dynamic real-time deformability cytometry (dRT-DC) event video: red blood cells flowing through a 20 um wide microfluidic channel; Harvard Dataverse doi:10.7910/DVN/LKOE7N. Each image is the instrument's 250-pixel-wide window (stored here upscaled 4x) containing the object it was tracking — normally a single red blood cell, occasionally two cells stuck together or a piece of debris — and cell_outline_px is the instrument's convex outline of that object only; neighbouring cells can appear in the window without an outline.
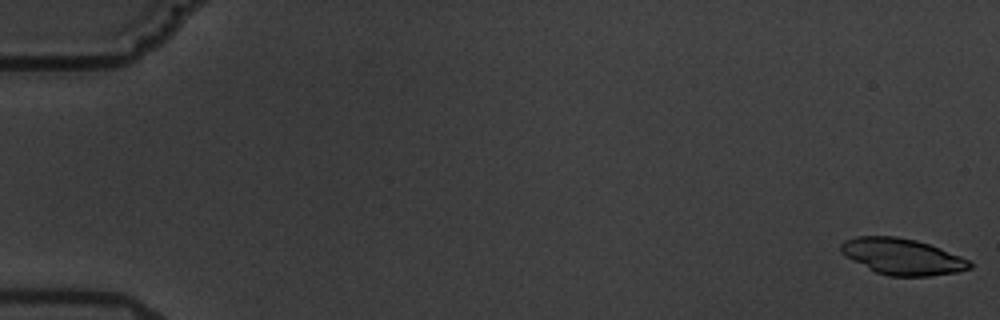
{"species": "common noctule bat (a hibernating species)", "species_latin": "Nyctalus noctula", "temperature_condition": "warm", "stored_images_in_passage": 6, "camera_frame_rate_fps": 3000, "um_per_image_px": 0.085, "animal": {"sex": "male", "body_mass_g": 19.5, "forearm_length_mm": 54.6}, "frame": {"image": 1, "passage_image": 1, "time_ms": 0.0, "image_size_px": [1000, 320], "cell_outline_px": [[972, 268], [956, 272], [928, 276], [888, 276], [876, 272], [868, 268], [840, 252], [840, 244], [844, 240], [856, 236], [896, 236], [916, 240], [940, 248], [960, 256], [968, 260], [972, 264]], "centroid_in_image_um": [76.68, 21.8], "position_along_channel_um": 8.3, "area_um2": 26.93}}
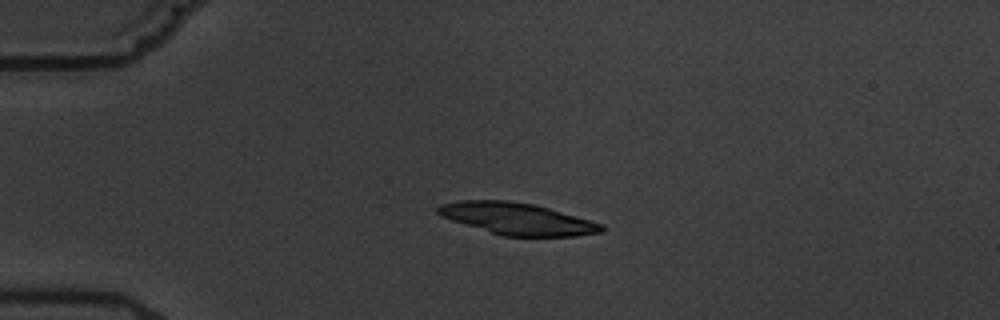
{"frame": {"image": 2, "passage_image": 5, "time_ms": 4.667, "image_size_px": [1000, 320], "cell_outline_px": [[604, 232], [576, 236], [504, 236], [452, 220], [440, 216], [436, 212], [436, 208], [440, 204], [456, 200], [508, 200], [536, 204], [604, 224]], "centroid_in_image_um": [43.97, 18.58], "position_along_channel_um": 41.0, "area_um2": 30.4}}